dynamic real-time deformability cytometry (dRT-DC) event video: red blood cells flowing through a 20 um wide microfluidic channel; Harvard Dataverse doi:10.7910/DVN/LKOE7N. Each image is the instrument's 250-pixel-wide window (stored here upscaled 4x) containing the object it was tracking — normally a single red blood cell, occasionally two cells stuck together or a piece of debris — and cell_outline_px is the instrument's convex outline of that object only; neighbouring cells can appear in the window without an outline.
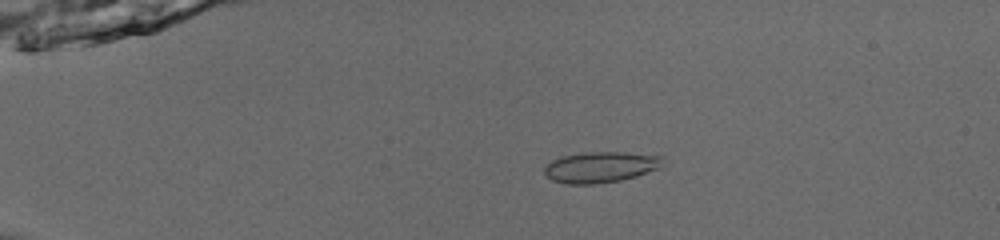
{"species": "common noctule bat (a hibernating species)", "species_latin": "Nyctalus noctula", "temperature_condition": "room temperature", "stored_images_in_passage": 41, "camera_frame_rate_fps": 3000, "um_per_image_px": 0.085, "animal": {"sex": "male", "body_mass_g": 13.0, "forearm_length_mm": 53.1}, "frame": {"image": 1, "passage_image": 1, "time_ms": 0.0, "image_size_px": [1000, 240], "cell_outline_px": [[664, 156], [660, 168], [636, 176], [620, 180], [592, 184], [568, 184], [552, 180], [544, 172], [544, 168], [552, 160], [560, 156], [588, 152], [624, 152]], "centroid_in_image_um": [51.05, 14.19], "position_along_channel_um": 33.9, "area_um2": 21.21}}
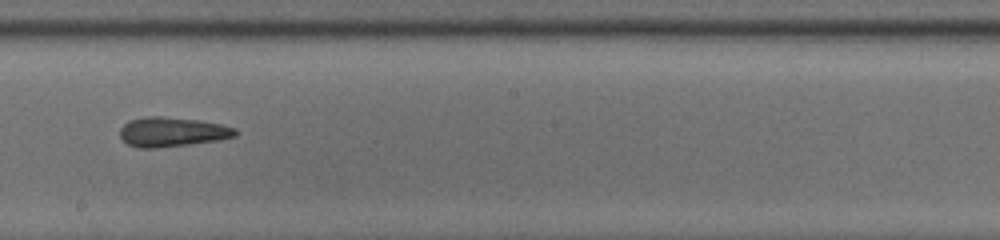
{"frame": {"image": 2, "passage_image": 21, "time_ms": 6.667, "image_size_px": [1000, 240], "cell_outline_px": [[240, 132], [236, 136], [220, 140], [156, 148], [140, 148], [128, 144], [120, 136], [120, 128], [128, 120], [148, 116], [160, 116], [196, 120], [220, 124], [236, 128]], "centroid_in_image_um": [14.65, 11.21], "position_along_channel_um": 233.6, "area_um2": 19.83}}
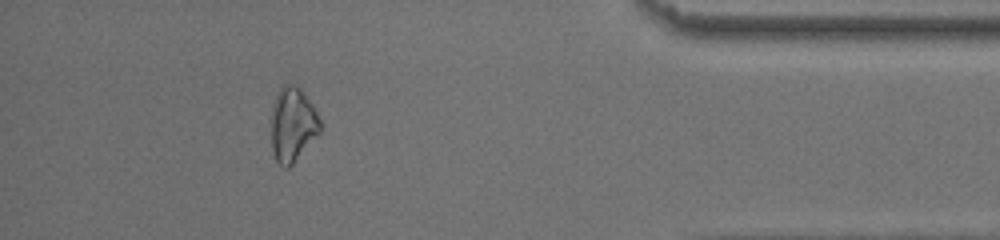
{"frame": {"image": 3, "passage_image": 37, "time_ms": 12.0, "image_size_px": [1000, 240], "cell_outline_px": [[320, 132], [292, 164], [288, 168], [284, 168], [276, 160], [272, 148], [272, 108], [276, 96], [280, 88], [284, 84], [292, 84], [300, 88], [304, 92], [312, 104], [320, 120]], "centroid_in_image_um": [24.87, 10.57], "position_along_channel_um": 410.3, "area_um2": 20.87}, "authors_computed_cell_mechanics": {"area_um2": 19.8254, "velocity_mm_per_s": 3.9353, "shape_relaxation_time_tau1_ms": 4.9486, "shape_relaxation_time_tau2_ms": 10.4222, "deformation_change_tau1": 0.1264, "deformation_change_tau2": 0.1618}}